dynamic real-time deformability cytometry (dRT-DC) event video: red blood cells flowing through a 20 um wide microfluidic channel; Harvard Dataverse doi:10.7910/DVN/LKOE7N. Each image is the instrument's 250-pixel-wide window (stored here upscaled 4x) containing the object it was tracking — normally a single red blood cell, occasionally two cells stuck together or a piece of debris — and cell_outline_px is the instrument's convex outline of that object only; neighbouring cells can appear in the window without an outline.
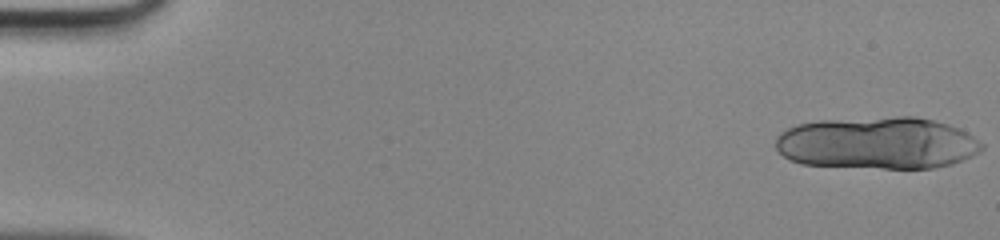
{"species": "human", "species_latin": "Homo sapiens", "temperature_condition": "room temperature", "stored_images_in_passage": 14, "camera_frame_rate_fps": 3000, "um_per_image_px": 0.085, "donor": {"sex": "male"}, "frame": {"image": 1, "passage_image": 1, "time_ms": 0.0, "image_size_px": [1000, 240], "cell_outline_px": [[984, 148], [980, 152], [964, 160], [952, 164], [932, 168], [884, 168], [800, 164], [784, 156], [776, 148], [776, 136], [780, 132], [796, 124], [820, 120], [896, 116], [916, 116], [948, 124], [960, 128], [968, 132], [984, 144]], "centroid_in_image_um": [74.61, 12.15], "position_along_channel_um": 10.4, "area_um2": 63.18}}